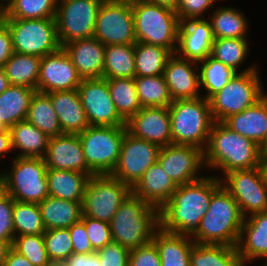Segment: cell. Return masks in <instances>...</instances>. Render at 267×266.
<instances>
[{
	"label": "cell",
	"mask_w": 267,
	"mask_h": 266,
	"mask_svg": "<svg viewBox=\"0 0 267 266\" xmlns=\"http://www.w3.org/2000/svg\"><path fill=\"white\" fill-rule=\"evenodd\" d=\"M222 185L216 175L178 185L170 200L159 210L160 227L164 231L192 235L206 214L213 193Z\"/></svg>",
	"instance_id": "obj_1"
},
{
	"label": "cell",
	"mask_w": 267,
	"mask_h": 266,
	"mask_svg": "<svg viewBox=\"0 0 267 266\" xmlns=\"http://www.w3.org/2000/svg\"><path fill=\"white\" fill-rule=\"evenodd\" d=\"M204 152L206 168L227 174L234 170L261 166L259 145L232 131L223 122H215Z\"/></svg>",
	"instance_id": "obj_2"
},
{
	"label": "cell",
	"mask_w": 267,
	"mask_h": 266,
	"mask_svg": "<svg viewBox=\"0 0 267 266\" xmlns=\"http://www.w3.org/2000/svg\"><path fill=\"white\" fill-rule=\"evenodd\" d=\"M245 217L232 195L221 185L191 238L197 244L235 246Z\"/></svg>",
	"instance_id": "obj_3"
},
{
	"label": "cell",
	"mask_w": 267,
	"mask_h": 266,
	"mask_svg": "<svg viewBox=\"0 0 267 266\" xmlns=\"http://www.w3.org/2000/svg\"><path fill=\"white\" fill-rule=\"evenodd\" d=\"M112 241L129 250L152 241L160 227L159 209L131 193L109 222Z\"/></svg>",
	"instance_id": "obj_4"
},
{
	"label": "cell",
	"mask_w": 267,
	"mask_h": 266,
	"mask_svg": "<svg viewBox=\"0 0 267 266\" xmlns=\"http://www.w3.org/2000/svg\"><path fill=\"white\" fill-rule=\"evenodd\" d=\"M168 110L172 144L191 145L204 151L215 123L209 100L203 96L174 100Z\"/></svg>",
	"instance_id": "obj_5"
},
{
	"label": "cell",
	"mask_w": 267,
	"mask_h": 266,
	"mask_svg": "<svg viewBox=\"0 0 267 266\" xmlns=\"http://www.w3.org/2000/svg\"><path fill=\"white\" fill-rule=\"evenodd\" d=\"M132 12L138 42L157 45L176 53L180 20L175 11L146 0H132Z\"/></svg>",
	"instance_id": "obj_6"
},
{
	"label": "cell",
	"mask_w": 267,
	"mask_h": 266,
	"mask_svg": "<svg viewBox=\"0 0 267 266\" xmlns=\"http://www.w3.org/2000/svg\"><path fill=\"white\" fill-rule=\"evenodd\" d=\"M257 68L256 64H252L236 73L219 92L209 99L215 122H224L231 115L253 106L266 94Z\"/></svg>",
	"instance_id": "obj_7"
},
{
	"label": "cell",
	"mask_w": 267,
	"mask_h": 266,
	"mask_svg": "<svg viewBox=\"0 0 267 266\" xmlns=\"http://www.w3.org/2000/svg\"><path fill=\"white\" fill-rule=\"evenodd\" d=\"M10 168L0 172V186L14 200L39 204L49 196L44 158L15 157Z\"/></svg>",
	"instance_id": "obj_8"
},
{
	"label": "cell",
	"mask_w": 267,
	"mask_h": 266,
	"mask_svg": "<svg viewBox=\"0 0 267 266\" xmlns=\"http://www.w3.org/2000/svg\"><path fill=\"white\" fill-rule=\"evenodd\" d=\"M126 131V126H88L79 134L91 175L113 172Z\"/></svg>",
	"instance_id": "obj_9"
},
{
	"label": "cell",
	"mask_w": 267,
	"mask_h": 266,
	"mask_svg": "<svg viewBox=\"0 0 267 266\" xmlns=\"http://www.w3.org/2000/svg\"><path fill=\"white\" fill-rule=\"evenodd\" d=\"M1 20L9 29L16 53L42 58L61 48L55 18Z\"/></svg>",
	"instance_id": "obj_10"
},
{
	"label": "cell",
	"mask_w": 267,
	"mask_h": 266,
	"mask_svg": "<svg viewBox=\"0 0 267 266\" xmlns=\"http://www.w3.org/2000/svg\"><path fill=\"white\" fill-rule=\"evenodd\" d=\"M132 188L111 174L92 175L82 201L84 216L110 222Z\"/></svg>",
	"instance_id": "obj_11"
},
{
	"label": "cell",
	"mask_w": 267,
	"mask_h": 266,
	"mask_svg": "<svg viewBox=\"0 0 267 266\" xmlns=\"http://www.w3.org/2000/svg\"><path fill=\"white\" fill-rule=\"evenodd\" d=\"M99 0H58L57 35L61 47L77 39L94 36Z\"/></svg>",
	"instance_id": "obj_12"
},
{
	"label": "cell",
	"mask_w": 267,
	"mask_h": 266,
	"mask_svg": "<svg viewBox=\"0 0 267 266\" xmlns=\"http://www.w3.org/2000/svg\"><path fill=\"white\" fill-rule=\"evenodd\" d=\"M216 176L237 202L245 218L267 211V181L261 166L234 170L225 174V178Z\"/></svg>",
	"instance_id": "obj_13"
},
{
	"label": "cell",
	"mask_w": 267,
	"mask_h": 266,
	"mask_svg": "<svg viewBox=\"0 0 267 266\" xmlns=\"http://www.w3.org/2000/svg\"><path fill=\"white\" fill-rule=\"evenodd\" d=\"M105 46L135 44L132 0L103 2L98 10L94 36Z\"/></svg>",
	"instance_id": "obj_14"
},
{
	"label": "cell",
	"mask_w": 267,
	"mask_h": 266,
	"mask_svg": "<svg viewBox=\"0 0 267 266\" xmlns=\"http://www.w3.org/2000/svg\"><path fill=\"white\" fill-rule=\"evenodd\" d=\"M160 148L159 145L126 131L118 163L111 175L133 188L145 171L157 162Z\"/></svg>",
	"instance_id": "obj_15"
},
{
	"label": "cell",
	"mask_w": 267,
	"mask_h": 266,
	"mask_svg": "<svg viewBox=\"0 0 267 266\" xmlns=\"http://www.w3.org/2000/svg\"><path fill=\"white\" fill-rule=\"evenodd\" d=\"M77 90L90 126H126L111 99L107 79H82Z\"/></svg>",
	"instance_id": "obj_16"
},
{
	"label": "cell",
	"mask_w": 267,
	"mask_h": 266,
	"mask_svg": "<svg viewBox=\"0 0 267 266\" xmlns=\"http://www.w3.org/2000/svg\"><path fill=\"white\" fill-rule=\"evenodd\" d=\"M157 162L178 186L202 179L200 169L205 168L204 152L191 145L170 144L160 148Z\"/></svg>",
	"instance_id": "obj_17"
},
{
	"label": "cell",
	"mask_w": 267,
	"mask_h": 266,
	"mask_svg": "<svg viewBox=\"0 0 267 266\" xmlns=\"http://www.w3.org/2000/svg\"><path fill=\"white\" fill-rule=\"evenodd\" d=\"M81 80L73 62L62 47L41 58L37 91L49 93L74 90L78 88Z\"/></svg>",
	"instance_id": "obj_18"
},
{
	"label": "cell",
	"mask_w": 267,
	"mask_h": 266,
	"mask_svg": "<svg viewBox=\"0 0 267 266\" xmlns=\"http://www.w3.org/2000/svg\"><path fill=\"white\" fill-rule=\"evenodd\" d=\"M126 128L133 136L160 147L172 144L168 107H142L126 122Z\"/></svg>",
	"instance_id": "obj_19"
},
{
	"label": "cell",
	"mask_w": 267,
	"mask_h": 266,
	"mask_svg": "<svg viewBox=\"0 0 267 266\" xmlns=\"http://www.w3.org/2000/svg\"><path fill=\"white\" fill-rule=\"evenodd\" d=\"M213 34L210 21L205 17L180 22L176 54L194 62L203 61L211 54Z\"/></svg>",
	"instance_id": "obj_20"
},
{
	"label": "cell",
	"mask_w": 267,
	"mask_h": 266,
	"mask_svg": "<svg viewBox=\"0 0 267 266\" xmlns=\"http://www.w3.org/2000/svg\"><path fill=\"white\" fill-rule=\"evenodd\" d=\"M163 76L173 101L201 97L197 62L180 58L175 53L168 59Z\"/></svg>",
	"instance_id": "obj_21"
},
{
	"label": "cell",
	"mask_w": 267,
	"mask_h": 266,
	"mask_svg": "<svg viewBox=\"0 0 267 266\" xmlns=\"http://www.w3.org/2000/svg\"><path fill=\"white\" fill-rule=\"evenodd\" d=\"M47 169L73 170L90 174L81 140L77 134L50 137L44 157Z\"/></svg>",
	"instance_id": "obj_22"
},
{
	"label": "cell",
	"mask_w": 267,
	"mask_h": 266,
	"mask_svg": "<svg viewBox=\"0 0 267 266\" xmlns=\"http://www.w3.org/2000/svg\"><path fill=\"white\" fill-rule=\"evenodd\" d=\"M82 79L103 78L106 46L95 37L62 46Z\"/></svg>",
	"instance_id": "obj_23"
},
{
	"label": "cell",
	"mask_w": 267,
	"mask_h": 266,
	"mask_svg": "<svg viewBox=\"0 0 267 266\" xmlns=\"http://www.w3.org/2000/svg\"><path fill=\"white\" fill-rule=\"evenodd\" d=\"M236 248L244 266L257 259H267V211L244 219Z\"/></svg>",
	"instance_id": "obj_24"
},
{
	"label": "cell",
	"mask_w": 267,
	"mask_h": 266,
	"mask_svg": "<svg viewBox=\"0 0 267 266\" xmlns=\"http://www.w3.org/2000/svg\"><path fill=\"white\" fill-rule=\"evenodd\" d=\"M47 94L50 96L63 134L79 135L90 126L77 89Z\"/></svg>",
	"instance_id": "obj_25"
},
{
	"label": "cell",
	"mask_w": 267,
	"mask_h": 266,
	"mask_svg": "<svg viewBox=\"0 0 267 266\" xmlns=\"http://www.w3.org/2000/svg\"><path fill=\"white\" fill-rule=\"evenodd\" d=\"M176 189L177 185L156 162L145 171L132 188V193L160 210L170 200Z\"/></svg>",
	"instance_id": "obj_26"
},
{
	"label": "cell",
	"mask_w": 267,
	"mask_h": 266,
	"mask_svg": "<svg viewBox=\"0 0 267 266\" xmlns=\"http://www.w3.org/2000/svg\"><path fill=\"white\" fill-rule=\"evenodd\" d=\"M223 123L260 146L267 135V94L253 106L231 115Z\"/></svg>",
	"instance_id": "obj_27"
},
{
	"label": "cell",
	"mask_w": 267,
	"mask_h": 266,
	"mask_svg": "<svg viewBox=\"0 0 267 266\" xmlns=\"http://www.w3.org/2000/svg\"><path fill=\"white\" fill-rule=\"evenodd\" d=\"M152 241L158 249L161 266H190L191 249L195 244L190 235L171 233L159 227Z\"/></svg>",
	"instance_id": "obj_28"
},
{
	"label": "cell",
	"mask_w": 267,
	"mask_h": 266,
	"mask_svg": "<svg viewBox=\"0 0 267 266\" xmlns=\"http://www.w3.org/2000/svg\"><path fill=\"white\" fill-rule=\"evenodd\" d=\"M91 176L73 170L47 169L49 196L82 203Z\"/></svg>",
	"instance_id": "obj_29"
},
{
	"label": "cell",
	"mask_w": 267,
	"mask_h": 266,
	"mask_svg": "<svg viewBox=\"0 0 267 266\" xmlns=\"http://www.w3.org/2000/svg\"><path fill=\"white\" fill-rule=\"evenodd\" d=\"M12 151L18 149L16 157L44 158L50 137L26 120L9 128Z\"/></svg>",
	"instance_id": "obj_30"
},
{
	"label": "cell",
	"mask_w": 267,
	"mask_h": 266,
	"mask_svg": "<svg viewBox=\"0 0 267 266\" xmlns=\"http://www.w3.org/2000/svg\"><path fill=\"white\" fill-rule=\"evenodd\" d=\"M46 230L69 228L81 221L82 203L48 196L39 203Z\"/></svg>",
	"instance_id": "obj_31"
},
{
	"label": "cell",
	"mask_w": 267,
	"mask_h": 266,
	"mask_svg": "<svg viewBox=\"0 0 267 266\" xmlns=\"http://www.w3.org/2000/svg\"><path fill=\"white\" fill-rule=\"evenodd\" d=\"M36 91L25 86L10 85L0 94V121L8 129L26 119Z\"/></svg>",
	"instance_id": "obj_32"
},
{
	"label": "cell",
	"mask_w": 267,
	"mask_h": 266,
	"mask_svg": "<svg viewBox=\"0 0 267 266\" xmlns=\"http://www.w3.org/2000/svg\"><path fill=\"white\" fill-rule=\"evenodd\" d=\"M211 14L208 20L215 39H247L249 23L242 11L235 7H217Z\"/></svg>",
	"instance_id": "obj_33"
},
{
	"label": "cell",
	"mask_w": 267,
	"mask_h": 266,
	"mask_svg": "<svg viewBox=\"0 0 267 266\" xmlns=\"http://www.w3.org/2000/svg\"><path fill=\"white\" fill-rule=\"evenodd\" d=\"M41 57L14 52L3 69L10 85L25 86L37 90Z\"/></svg>",
	"instance_id": "obj_34"
},
{
	"label": "cell",
	"mask_w": 267,
	"mask_h": 266,
	"mask_svg": "<svg viewBox=\"0 0 267 266\" xmlns=\"http://www.w3.org/2000/svg\"><path fill=\"white\" fill-rule=\"evenodd\" d=\"M25 120L49 137L63 134L58 116L47 93L35 92Z\"/></svg>",
	"instance_id": "obj_35"
},
{
	"label": "cell",
	"mask_w": 267,
	"mask_h": 266,
	"mask_svg": "<svg viewBox=\"0 0 267 266\" xmlns=\"http://www.w3.org/2000/svg\"><path fill=\"white\" fill-rule=\"evenodd\" d=\"M190 266H244L237 248L227 245L197 244L191 249Z\"/></svg>",
	"instance_id": "obj_36"
},
{
	"label": "cell",
	"mask_w": 267,
	"mask_h": 266,
	"mask_svg": "<svg viewBox=\"0 0 267 266\" xmlns=\"http://www.w3.org/2000/svg\"><path fill=\"white\" fill-rule=\"evenodd\" d=\"M134 44L107 45L103 78H134Z\"/></svg>",
	"instance_id": "obj_37"
},
{
	"label": "cell",
	"mask_w": 267,
	"mask_h": 266,
	"mask_svg": "<svg viewBox=\"0 0 267 266\" xmlns=\"http://www.w3.org/2000/svg\"><path fill=\"white\" fill-rule=\"evenodd\" d=\"M172 55L169 49L137 41L134 44L135 76L162 75Z\"/></svg>",
	"instance_id": "obj_38"
},
{
	"label": "cell",
	"mask_w": 267,
	"mask_h": 266,
	"mask_svg": "<svg viewBox=\"0 0 267 266\" xmlns=\"http://www.w3.org/2000/svg\"><path fill=\"white\" fill-rule=\"evenodd\" d=\"M111 99L119 115L127 122L141 108L138 99L135 77L107 79Z\"/></svg>",
	"instance_id": "obj_39"
},
{
	"label": "cell",
	"mask_w": 267,
	"mask_h": 266,
	"mask_svg": "<svg viewBox=\"0 0 267 266\" xmlns=\"http://www.w3.org/2000/svg\"><path fill=\"white\" fill-rule=\"evenodd\" d=\"M135 85L142 107H169L173 102L164 76H135Z\"/></svg>",
	"instance_id": "obj_40"
},
{
	"label": "cell",
	"mask_w": 267,
	"mask_h": 266,
	"mask_svg": "<svg viewBox=\"0 0 267 266\" xmlns=\"http://www.w3.org/2000/svg\"><path fill=\"white\" fill-rule=\"evenodd\" d=\"M200 88H204V98L209 100L214 94L219 92L228 81L237 73L231 67L214 59L210 55L203 61L198 62Z\"/></svg>",
	"instance_id": "obj_41"
},
{
	"label": "cell",
	"mask_w": 267,
	"mask_h": 266,
	"mask_svg": "<svg viewBox=\"0 0 267 266\" xmlns=\"http://www.w3.org/2000/svg\"><path fill=\"white\" fill-rule=\"evenodd\" d=\"M58 0H14L1 19L55 18Z\"/></svg>",
	"instance_id": "obj_42"
},
{
	"label": "cell",
	"mask_w": 267,
	"mask_h": 266,
	"mask_svg": "<svg viewBox=\"0 0 267 266\" xmlns=\"http://www.w3.org/2000/svg\"><path fill=\"white\" fill-rule=\"evenodd\" d=\"M249 44V39L214 38L210 56L239 73L238 68L246 61L249 53Z\"/></svg>",
	"instance_id": "obj_43"
},
{
	"label": "cell",
	"mask_w": 267,
	"mask_h": 266,
	"mask_svg": "<svg viewBox=\"0 0 267 266\" xmlns=\"http://www.w3.org/2000/svg\"><path fill=\"white\" fill-rule=\"evenodd\" d=\"M12 220L15 236L39 235L46 231L38 203L15 200Z\"/></svg>",
	"instance_id": "obj_44"
},
{
	"label": "cell",
	"mask_w": 267,
	"mask_h": 266,
	"mask_svg": "<svg viewBox=\"0 0 267 266\" xmlns=\"http://www.w3.org/2000/svg\"><path fill=\"white\" fill-rule=\"evenodd\" d=\"M11 248L26 257L34 266H50L43 234L15 236Z\"/></svg>",
	"instance_id": "obj_45"
},
{
	"label": "cell",
	"mask_w": 267,
	"mask_h": 266,
	"mask_svg": "<svg viewBox=\"0 0 267 266\" xmlns=\"http://www.w3.org/2000/svg\"><path fill=\"white\" fill-rule=\"evenodd\" d=\"M43 239L52 263L65 262L74 253L69 228L46 230Z\"/></svg>",
	"instance_id": "obj_46"
},
{
	"label": "cell",
	"mask_w": 267,
	"mask_h": 266,
	"mask_svg": "<svg viewBox=\"0 0 267 266\" xmlns=\"http://www.w3.org/2000/svg\"><path fill=\"white\" fill-rule=\"evenodd\" d=\"M81 222L85 225L91 245L95 251L112 242L109 222L93 219L82 215Z\"/></svg>",
	"instance_id": "obj_47"
},
{
	"label": "cell",
	"mask_w": 267,
	"mask_h": 266,
	"mask_svg": "<svg viewBox=\"0 0 267 266\" xmlns=\"http://www.w3.org/2000/svg\"><path fill=\"white\" fill-rule=\"evenodd\" d=\"M14 202L8 193L0 189V241L9 242L11 245L15 237L12 220Z\"/></svg>",
	"instance_id": "obj_48"
},
{
	"label": "cell",
	"mask_w": 267,
	"mask_h": 266,
	"mask_svg": "<svg viewBox=\"0 0 267 266\" xmlns=\"http://www.w3.org/2000/svg\"><path fill=\"white\" fill-rule=\"evenodd\" d=\"M96 253L101 266H129L130 250L117 242H111Z\"/></svg>",
	"instance_id": "obj_49"
},
{
	"label": "cell",
	"mask_w": 267,
	"mask_h": 266,
	"mask_svg": "<svg viewBox=\"0 0 267 266\" xmlns=\"http://www.w3.org/2000/svg\"><path fill=\"white\" fill-rule=\"evenodd\" d=\"M129 266H161L158 249L153 241L130 250Z\"/></svg>",
	"instance_id": "obj_50"
},
{
	"label": "cell",
	"mask_w": 267,
	"mask_h": 266,
	"mask_svg": "<svg viewBox=\"0 0 267 266\" xmlns=\"http://www.w3.org/2000/svg\"><path fill=\"white\" fill-rule=\"evenodd\" d=\"M217 0H178L177 16L180 22L201 18Z\"/></svg>",
	"instance_id": "obj_51"
},
{
	"label": "cell",
	"mask_w": 267,
	"mask_h": 266,
	"mask_svg": "<svg viewBox=\"0 0 267 266\" xmlns=\"http://www.w3.org/2000/svg\"><path fill=\"white\" fill-rule=\"evenodd\" d=\"M74 253L96 252L89 240L85 225L79 221L69 227Z\"/></svg>",
	"instance_id": "obj_52"
},
{
	"label": "cell",
	"mask_w": 267,
	"mask_h": 266,
	"mask_svg": "<svg viewBox=\"0 0 267 266\" xmlns=\"http://www.w3.org/2000/svg\"><path fill=\"white\" fill-rule=\"evenodd\" d=\"M14 53L12 39L7 25L0 21V68Z\"/></svg>",
	"instance_id": "obj_53"
},
{
	"label": "cell",
	"mask_w": 267,
	"mask_h": 266,
	"mask_svg": "<svg viewBox=\"0 0 267 266\" xmlns=\"http://www.w3.org/2000/svg\"><path fill=\"white\" fill-rule=\"evenodd\" d=\"M67 266H101L99 256L94 253H72L64 262Z\"/></svg>",
	"instance_id": "obj_54"
},
{
	"label": "cell",
	"mask_w": 267,
	"mask_h": 266,
	"mask_svg": "<svg viewBox=\"0 0 267 266\" xmlns=\"http://www.w3.org/2000/svg\"><path fill=\"white\" fill-rule=\"evenodd\" d=\"M2 266H34L26 257L20 255L12 248L8 251Z\"/></svg>",
	"instance_id": "obj_55"
},
{
	"label": "cell",
	"mask_w": 267,
	"mask_h": 266,
	"mask_svg": "<svg viewBox=\"0 0 267 266\" xmlns=\"http://www.w3.org/2000/svg\"><path fill=\"white\" fill-rule=\"evenodd\" d=\"M12 150L11 145V134L9 129L6 131L0 132V157L6 153H10Z\"/></svg>",
	"instance_id": "obj_56"
},
{
	"label": "cell",
	"mask_w": 267,
	"mask_h": 266,
	"mask_svg": "<svg viewBox=\"0 0 267 266\" xmlns=\"http://www.w3.org/2000/svg\"><path fill=\"white\" fill-rule=\"evenodd\" d=\"M151 4L162 6L173 11H177L178 0H146Z\"/></svg>",
	"instance_id": "obj_57"
},
{
	"label": "cell",
	"mask_w": 267,
	"mask_h": 266,
	"mask_svg": "<svg viewBox=\"0 0 267 266\" xmlns=\"http://www.w3.org/2000/svg\"><path fill=\"white\" fill-rule=\"evenodd\" d=\"M11 249V244L9 242L0 241V266L3 265L6 259L8 251Z\"/></svg>",
	"instance_id": "obj_58"
},
{
	"label": "cell",
	"mask_w": 267,
	"mask_h": 266,
	"mask_svg": "<svg viewBox=\"0 0 267 266\" xmlns=\"http://www.w3.org/2000/svg\"><path fill=\"white\" fill-rule=\"evenodd\" d=\"M10 86L8 77L3 68H0V94Z\"/></svg>",
	"instance_id": "obj_59"
},
{
	"label": "cell",
	"mask_w": 267,
	"mask_h": 266,
	"mask_svg": "<svg viewBox=\"0 0 267 266\" xmlns=\"http://www.w3.org/2000/svg\"><path fill=\"white\" fill-rule=\"evenodd\" d=\"M259 152L260 156H266L267 155V135L261 145L259 146Z\"/></svg>",
	"instance_id": "obj_60"
},
{
	"label": "cell",
	"mask_w": 267,
	"mask_h": 266,
	"mask_svg": "<svg viewBox=\"0 0 267 266\" xmlns=\"http://www.w3.org/2000/svg\"><path fill=\"white\" fill-rule=\"evenodd\" d=\"M261 167L263 169V173H264L265 179L267 181V155L261 156Z\"/></svg>",
	"instance_id": "obj_61"
},
{
	"label": "cell",
	"mask_w": 267,
	"mask_h": 266,
	"mask_svg": "<svg viewBox=\"0 0 267 266\" xmlns=\"http://www.w3.org/2000/svg\"><path fill=\"white\" fill-rule=\"evenodd\" d=\"M8 7V0H0V10L3 12Z\"/></svg>",
	"instance_id": "obj_62"
},
{
	"label": "cell",
	"mask_w": 267,
	"mask_h": 266,
	"mask_svg": "<svg viewBox=\"0 0 267 266\" xmlns=\"http://www.w3.org/2000/svg\"><path fill=\"white\" fill-rule=\"evenodd\" d=\"M8 128L0 121V132L6 131Z\"/></svg>",
	"instance_id": "obj_63"
},
{
	"label": "cell",
	"mask_w": 267,
	"mask_h": 266,
	"mask_svg": "<svg viewBox=\"0 0 267 266\" xmlns=\"http://www.w3.org/2000/svg\"><path fill=\"white\" fill-rule=\"evenodd\" d=\"M50 266H67L64 262L61 263H52Z\"/></svg>",
	"instance_id": "obj_64"
},
{
	"label": "cell",
	"mask_w": 267,
	"mask_h": 266,
	"mask_svg": "<svg viewBox=\"0 0 267 266\" xmlns=\"http://www.w3.org/2000/svg\"><path fill=\"white\" fill-rule=\"evenodd\" d=\"M99 1H101L103 3V2H114V1H117V0H99Z\"/></svg>",
	"instance_id": "obj_65"
},
{
	"label": "cell",
	"mask_w": 267,
	"mask_h": 266,
	"mask_svg": "<svg viewBox=\"0 0 267 266\" xmlns=\"http://www.w3.org/2000/svg\"><path fill=\"white\" fill-rule=\"evenodd\" d=\"M14 0H8V6L13 2Z\"/></svg>",
	"instance_id": "obj_66"
},
{
	"label": "cell",
	"mask_w": 267,
	"mask_h": 266,
	"mask_svg": "<svg viewBox=\"0 0 267 266\" xmlns=\"http://www.w3.org/2000/svg\"><path fill=\"white\" fill-rule=\"evenodd\" d=\"M2 13H3V12L0 10V21H1Z\"/></svg>",
	"instance_id": "obj_67"
}]
</instances>
